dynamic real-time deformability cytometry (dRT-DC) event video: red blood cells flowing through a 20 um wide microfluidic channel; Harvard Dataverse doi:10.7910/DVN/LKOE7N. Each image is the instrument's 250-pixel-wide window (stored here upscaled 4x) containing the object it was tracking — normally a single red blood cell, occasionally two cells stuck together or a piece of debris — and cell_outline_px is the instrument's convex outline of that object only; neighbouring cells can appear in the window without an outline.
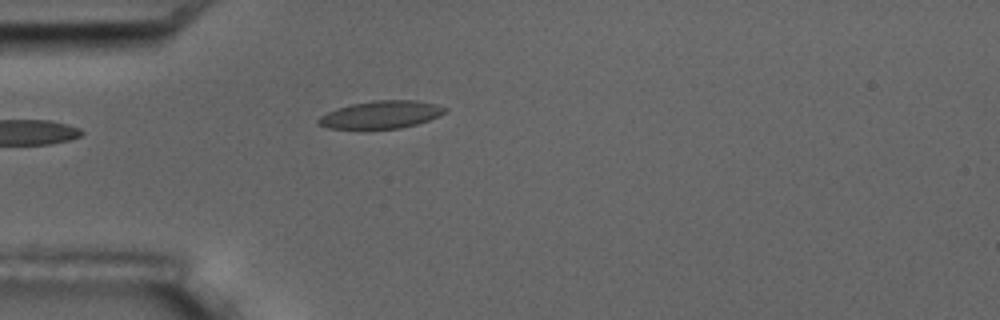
{"species": "common noctule bat (a hibernating species)", "species_latin": "Nyctalus noctula", "temperature_condition": "room temperature", "stored_images_in_passage": 3, "camera_frame_rate_fps": 3000, "um_per_image_px": 0.085, "animal": {"sex": "male", "body_mass_g": 17.5, "forearm_length_mm": 52.3}, "frame": {"image": 1, "passage_image": 3, "time_ms": 2.333, "image_size_px": [1000, 320], "cell_outline_px": [[448, 112], [440, 116], [416, 124], [400, 128], [328, 128], [316, 124], [316, 120], [320, 116], [336, 108], [352, 104], [372, 100], [416, 100], [436, 104], [448, 108]], "centroid_in_image_um": [32.41, 9.73], "position_along_channel_um": 52.6, "area_um2": 20.4}}